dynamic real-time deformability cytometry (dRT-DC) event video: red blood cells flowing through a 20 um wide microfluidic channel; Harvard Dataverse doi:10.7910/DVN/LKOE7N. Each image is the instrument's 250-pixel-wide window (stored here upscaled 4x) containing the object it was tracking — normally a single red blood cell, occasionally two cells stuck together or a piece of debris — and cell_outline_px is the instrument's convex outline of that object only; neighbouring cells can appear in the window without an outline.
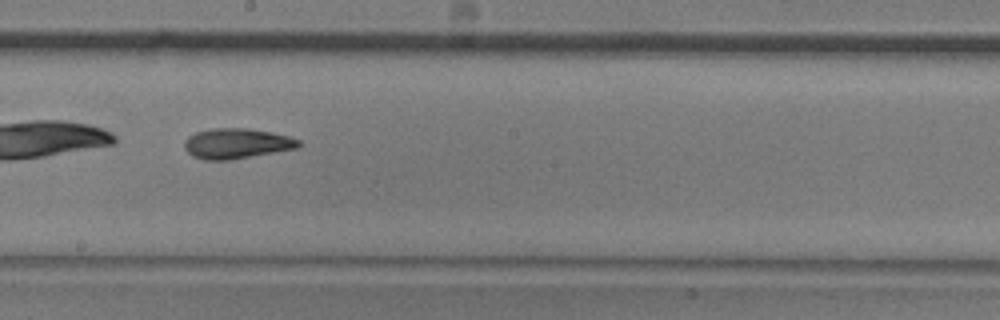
{"species": "common noctule bat (a hibernating species)", "species_latin": "Nyctalus noctula", "temperature_condition": "room temperature", "stored_images_in_passage": 39, "camera_frame_rate_fps": 3000, "um_per_image_px": 0.085, "animal": {"sex": "male", "body_mass_g": 20.5, "forearm_length_mm": 52.5}, "frame": {"image": 1, "passage_image": 18, "time_ms": 5.667, "image_size_px": [1000, 320], "cell_outline_px": [[300, 144], [296, 148], [228, 160], [204, 160], [192, 156], [184, 148], [184, 140], [188, 136], [196, 132], [212, 128], [248, 128], [272, 132], [288, 136], [300, 140]], "centroid_in_image_um": [20.07, 12.19], "position_along_channel_um": 228.1, "area_um2": 20.06}, "authors_computed_cell_mechanics": {"area_um2": 19.8832, "velocity_mm_per_s": 3.564, "shape_relaxation_time_tau1_ms": 6.7221, "shape_relaxation_time_tau2_ms": 4.2409, "deformation_change_tau1": 0.1911, "deformation_change_tau2": 0.1257}}